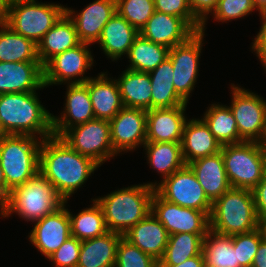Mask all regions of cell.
<instances>
[{"label":"cell","mask_w":266,"mask_h":267,"mask_svg":"<svg viewBox=\"0 0 266 267\" xmlns=\"http://www.w3.org/2000/svg\"><path fill=\"white\" fill-rule=\"evenodd\" d=\"M99 167L90 157L79 154L61 137L42 140L39 172L55 187L59 196L68 201Z\"/></svg>","instance_id":"cell-1"},{"label":"cell","mask_w":266,"mask_h":267,"mask_svg":"<svg viewBox=\"0 0 266 267\" xmlns=\"http://www.w3.org/2000/svg\"><path fill=\"white\" fill-rule=\"evenodd\" d=\"M38 92L0 94V121L6 135L53 136L52 113L41 104Z\"/></svg>","instance_id":"cell-2"},{"label":"cell","mask_w":266,"mask_h":267,"mask_svg":"<svg viewBox=\"0 0 266 267\" xmlns=\"http://www.w3.org/2000/svg\"><path fill=\"white\" fill-rule=\"evenodd\" d=\"M155 188L148 183L123 187L94 200L101 207L108 231L124 235L151 212Z\"/></svg>","instance_id":"cell-3"},{"label":"cell","mask_w":266,"mask_h":267,"mask_svg":"<svg viewBox=\"0 0 266 267\" xmlns=\"http://www.w3.org/2000/svg\"><path fill=\"white\" fill-rule=\"evenodd\" d=\"M64 204L55 187L38 172L23 185L9 193L7 202L0 211L2 218L13 213L27 222H35L53 213Z\"/></svg>","instance_id":"cell-4"},{"label":"cell","mask_w":266,"mask_h":267,"mask_svg":"<svg viewBox=\"0 0 266 267\" xmlns=\"http://www.w3.org/2000/svg\"><path fill=\"white\" fill-rule=\"evenodd\" d=\"M210 230L222 235L248 233L259 228L252 190L230 188L212 203Z\"/></svg>","instance_id":"cell-5"},{"label":"cell","mask_w":266,"mask_h":267,"mask_svg":"<svg viewBox=\"0 0 266 267\" xmlns=\"http://www.w3.org/2000/svg\"><path fill=\"white\" fill-rule=\"evenodd\" d=\"M42 139L30 135H4L0 139V164L11 191L39 172Z\"/></svg>","instance_id":"cell-6"},{"label":"cell","mask_w":266,"mask_h":267,"mask_svg":"<svg viewBox=\"0 0 266 267\" xmlns=\"http://www.w3.org/2000/svg\"><path fill=\"white\" fill-rule=\"evenodd\" d=\"M231 188L252 190L266 174V153L258 142H241L221 148Z\"/></svg>","instance_id":"cell-7"},{"label":"cell","mask_w":266,"mask_h":267,"mask_svg":"<svg viewBox=\"0 0 266 267\" xmlns=\"http://www.w3.org/2000/svg\"><path fill=\"white\" fill-rule=\"evenodd\" d=\"M65 13V6L38 0H11L6 25L38 44Z\"/></svg>","instance_id":"cell-8"},{"label":"cell","mask_w":266,"mask_h":267,"mask_svg":"<svg viewBox=\"0 0 266 267\" xmlns=\"http://www.w3.org/2000/svg\"><path fill=\"white\" fill-rule=\"evenodd\" d=\"M61 139L79 154L90 157L100 166L117 157L113 150L110 123L94 118L68 129Z\"/></svg>","instance_id":"cell-9"},{"label":"cell","mask_w":266,"mask_h":267,"mask_svg":"<svg viewBox=\"0 0 266 267\" xmlns=\"http://www.w3.org/2000/svg\"><path fill=\"white\" fill-rule=\"evenodd\" d=\"M148 182L166 201L185 208L205 212L209 217L212 202L205 195L196 175L188 165H185L161 182Z\"/></svg>","instance_id":"cell-10"},{"label":"cell","mask_w":266,"mask_h":267,"mask_svg":"<svg viewBox=\"0 0 266 267\" xmlns=\"http://www.w3.org/2000/svg\"><path fill=\"white\" fill-rule=\"evenodd\" d=\"M232 99L229 107L237 123L240 138L259 142L266 124V100L238 84H230Z\"/></svg>","instance_id":"cell-11"},{"label":"cell","mask_w":266,"mask_h":267,"mask_svg":"<svg viewBox=\"0 0 266 267\" xmlns=\"http://www.w3.org/2000/svg\"><path fill=\"white\" fill-rule=\"evenodd\" d=\"M202 31L195 32L184 43L178 44L169 50V58L173 66V84L176 93L189 103L191 93L197 84L199 65L204 45Z\"/></svg>","instance_id":"cell-12"},{"label":"cell","mask_w":266,"mask_h":267,"mask_svg":"<svg viewBox=\"0 0 266 267\" xmlns=\"http://www.w3.org/2000/svg\"><path fill=\"white\" fill-rule=\"evenodd\" d=\"M88 46L81 43L51 58L43 66L44 86L85 83L90 79L89 75H85L87 70L91 71L95 60Z\"/></svg>","instance_id":"cell-13"},{"label":"cell","mask_w":266,"mask_h":267,"mask_svg":"<svg viewBox=\"0 0 266 267\" xmlns=\"http://www.w3.org/2000/svg\"><path fill=\"white\" fill-rule=\"evenodd\" d=\"M151 212L169 235L187 232L204 238L210 230V219L205 212L168 202L156 191L151 200Z\"/></svg>","instance_id":"cell-14"},{"label":"cell","mask_w":266,"mask_h":267,"mask_svg":"<svg viewBox=\"0 0 266 267\" xmlns=\"http://www.w3.org/2000/svg\"><path fill=\"white\" fill-rule=\"evenodd\" d=\"M109 123L113 150L117 154L133 152L146 143L147 110L123 107Z\"/></svg>","instance_id":"cell-15"},{"label":"cell","mask_w":266,"mask_h":267,"mask_svg":"<svg viewBox=\"0 0 266 267\" xmlns=\"http://www.w3.org/2000/svg\"><path fill=\"white\" fill-rule=\"evenodd\" d=\"M67 204L68 201H64V204L56 211L33 222V228L27 236L32 246L45 258L52 255L71 237V222Z\"/></svg>","instance_id":"cell-16"},{"label":"cell","mask_w":266,"mask_h":267,"mask_svg":"<svg viewBox=\"0 0 266 267\" xmlns=\"http://www.w3.org/2000/svg\"><path fill=\"white\" fill-rule=\"evenodd\" d=\"M65 106L61 115L52 113L53 136L61 137L68 129L95 118L85 83L66 84Z\"/></svg>","instance_id":"cell-17"},{"label":"cell","mask_w":266,"mask_h":267,"mask_svg":"<svg viewBox=\"0 0 266 267\" xmlns=\"http://www.w3.org/2000/svg\"><path fill=\"white\" fill-rule=\"evenodd\" d=\"M65 13L73 21L81 43L93 45L116 13V0H94L79 12L66 5Z\"/></svg>","instance_id":"cell-18"},{"label":"cell","mask_w":266,"mask_h":267,"mask_svg":"<svg viewBox=\"0 0 266 267\" xmlns=\"http://www.w3.org/2000/svg\"><path fill=\"white\" fill-rule=\"evenodd\" d=\"M44 88L40 61L0 62V94L33 92Z\"/></svg>","instance_id":"cell-19"},{"label":"cell","mask_w":266,"mask_h":267,"mask_svg":"<svg viewBox=\"0 0 266 267\" xmlns=\"http://www.w3.org/2000/svg\"><path fill=\"white\" fill-rule=\"evenodd\" d=\"M187 105L147 110L146 142L182 141Z\"/></svg>","instance_id":"cell-20"},{"label":"cell","mask_w":266,"mask_h":267,"mask_svg":"<svg viewBox=\"0 0 266 267\" xmlns=\"http://www.w3.org/2000/svg\"><path fill=\"white\" fill-rule=\"evenodd\" d=\"M195 31L180 17L155 11L139 34L169 49L184 43Z\"/></svg>","instance_id":"cell-21"},{"label":"cell","mask_w":266,"mask_h":267,"mask_svg":"<svg viewBox=\"0 0 266 267\" xmlns=\"http://www.w3.org/2000/svg\"><path fill=\"white\" fill-rule=\"evenodd\" d=\"M87 88L95 118L110 121L124 107L116 78L107 71L88 79Z\"/></svg>","instance_id":"cell-22"},{"label":"cell","mask_w":266,"mask_h":267,"mask_svg":"<svg viewBox=\"0 0 266 267\" xmlns=\"http://www.w3.org/2000/svg\"><path fill=\"white\" fill-rule=\"evenodd\" d=\"M123 237L159 262L165 253L169 234L163 224L150 212Z\"/></svg>","instance_id":"cell-23"},{"label":"cell","mask_w":266,"mask_h":267,"mask_svg":"<svg viewBox=\"0 0 266 267\" xmlns=\"http://www.w3.org/2000/svg\"><path fill=\"white\" fill-rule=\"evenodd\" d=\"M222 145L200 118L187 119L182 134L181 149L185 164L221 152Z\"/></svg>","instance_id":"cell-24"},{"label":"cell","mask_w":266,"mask_h":267,"mask_svg":"<svg viewBox=\"0 0 266 267\" xmlns=\"http://www.w3.org/2000/svg\"><path fill=\"white\" fill-rule=\"evenodd\" d=\"M187 165L196 175L205 195L212 203L231 188L221 152L198 158Z\"/></svg>","instance_id":"cell-25"},{"label":"cell","mask_w":266,"mask_h":267,"mask_svg":"<svg viewBox=\"0 0 266 267\" xmlns=\"http://www.w3.org/2000/svg\"><path fill=\"white\" fill-rule=\"evenodd\" d=\"M139 32L117 11L102 29L98 45L103 54L115 62L128 55Z\"/></svg>","instance_id":"cell-26"},{"label":"cell","mask_w":266,"mask_h":267,"mask_svg":"<svg viewBox=\"0 0 266 267\" xmlns=\"http://www.w3.org/2000/svg\"><path fill=\"white\" fill-rule=\"evenodd\" d=\"M73 21L64 13L37 44V55L42 66L54 56L80 45Z\"/></svg>","instance_id":"cell-27"},{"label":"cell","mask_w":266,"mask_h":267,"mask_svg":"<svg viewBox=\"0 0 266 267\" xmlns=\"http://www.w3.org/2000/svg\"><path fill=\"white\" fill-rule=\"evenodd\" d=\"M122 235L108 231L81 243L77 267H115L117 247Z\"/></svg>","instance_id":"cell-28"},{"label":"cell","mask_w":266,"mask_h":267,"mask_svg":"<svg viewBox=\"0 0 266 267\" xmlns=\"http://www.w3.org/2000/svg\"><path fill=\"white\" fill-rule=\"evenodd\" d=\"M119 76L116 81L124 107L150 110L152 87L149 74L125 69Z\"/></svg>","instance_id":"cell-29"},{"label":"cell","mask_w":266,"mask_h":267,"mask_svg":"<svg viewBox=\"0 0 266 267\" xmlns=\"http://www.w3.org/2000/svg\"><path fill=\"white\" fill-rule=\"evenodd\" d=\"M149 167L160 174L163 181L186 164L182 156L181 143L146 142L143 146Z\"/></svg>","instance_id":"cell-30"},{"label":"cell","mask_w":266,"mask_h":267,"mask_svg":"<svg viewBox=\"0 0 266 267\" xmlns=\"http://www.w3.org/2000/svg\"><path fill=\"white\" fill-rule=\"evenodd\" d=\"M148 74L152 87L151 109L187 105L174 89L173 66L169 57Z\"/></svg>","instance_id":"cell-31"},{"label":"cell","mask_w":266,"mask_h":267,"mask_svg":"<svg viewBox=\"0 0 266 267\" xmlns=\"http://www.w3.org/2000/svg\"><path fill=\"white\" fill-rule=\"evenodd\" d=\"M209 105L201 119L217 141L222 146L244 142L239 136L237 123L230 107L219 102Z\"/></svg>","instance_id":"cell-32"},{"label":"cell","mask_w":266,"mask_h":267,"mask_svg":"<svg viewBox=\"0 0 266 267\" xmlns=\"http://www.w3.org/2000/svg\"><path fill=\"white\" fill-rule=\"evenodd\" d=\"M169 50L168 47L151 42L139 34L126 56L130 63L127 69L148 73L168 58Z\"/></svg>","instance_id":"cell-33"},{"label":"cell","mask_w":266,"mask_h":267,"mask_svg":"<svg viewBox=\"0 0 266 267\" xmlns=\"http://www.w3.org/2000/svg\"><path fill=\"white\" fill-rule=\"evenodd\" d=\"M39 61L37 44L0 24V62Z\"/></svg>","instance_id":"cell-34"},{"label":"cell","mask_w":266,"mask_h":267,"mask_svg":"<svg viewBox=\"0 0 266 267\" xmlns=\"http://www.w3.org/2000/svg\"><path fill=\"white\" fill-rule=\"evenodd\" d=\"M202 253L205 266L240 267L237 246L233 245L232 236L209 230L203 238Z\"/></svg>","instance_id":"cell-35"},{"label":"cell","mask_w":266,"mask_h":267,"mask_svg":"<svg viewBox=\"0 0 266 267\" xmlns=\"http://www.w3.org/2000/svg\"><path fill=\"white\" fill-rule=\"evenodd\" d=\"M92 205L81 209L78 214H68L71 222V236L80 241L92 239L108 232L103 212L98 203L91 198Z\"/></svg>","instance_id":"cell-36"},{"label":"cell","mask_w":266,"mask_h":267,"mask_svg":"<svg viewBox=\"0 0 266 267\" xmlns=\"http://www.w3.org/2000/svg\"><path fill=\"white\" fill-rule=\"evenodd\" d=\"M203 238L199 234L176 233L169 235L168 243L159 265H179L202 252Z\"/></svg>","instance_id":"cell-37"},{"label":"cell","mask_w":266,"mask_h":267,"mask_svg":"<svg viewBox=\"0 0 266 267\" xmlns=\"http://www.w3.org/2000/svg\"><path fill=\"white\" fill-rule=\"evenodd\" d=\"M116 11L140 32L155 13L154 0H116Z\"/></svg>","instance_id":"cell-38"},{"label":"cell","mask_w":266,"mask_h":267,"mask_svg":"<svg viewBox=\"0 0 266 267\" xmlns=\"http://www.w3.org/2000/svg\"><path fill=\"white\" fill-rule=\"evenodd\" d=\"M115 267H159V262L122 236L117 247Z\"/></svg>","instance_id":"cell-39"},{"label":"cell","mask_w":266,"mask_h":267,"mask_svg":"<svg viewBox=\"0 0 266 267\" xmlns=\"http://www.w3.org/2000/svg\"><path fill=\"white\" fill-rule=\"evenodd\" d=\"M263 239L260 228L248 233L232 235L233 245L237 246V262L240 267H251L253 259Z\"/></svg>","instance_id":"cell-40"},{"label":"cell","mask_w":266,"mask_h":267,"mask_svg":"<svg viewBox=\"0 0 266 267\" xmlns=\"http://www.w3.org/2000/svg\"><path fill=\"white\" fill-rule=\"evenodd\" d=\"M254 11L257 10L252 0H219L210 16L218 23H227L232 20L244 19Z\"/></svg>","instance_id":"cell-41"},{"label":"cell","mask_w":266,"mask_h":267,"mask_svg":"<svg viewBox=\"0 0 266 267\" xmlns=\"http://www.w3.org/2000/svg\"><path fill=\"white\" fill-rule=\"evenodd\" d=\"M155 11L182 18L195 32L202 23L193 15L188 0H154Z\"/></svg>","instance_id":"cell-42"},{"label":"cell","mask_w":266,"mask_h":267,"mask_svg":"<svg viewBox=\"0 0 266 267\" xmlns=\"http://www.w3.org/2000/svg\"><path fill=\"white\" fill-rule=\"evenodd\" d=\"M81 243L82 241L71 236L47 260L55 267H77Z\"/></svg>","instance_id":"cell-43"},{"label":"cell","mask_w":266,"mask_h":267,"mask_svg":"<svg viewBox=\"0 0 266 267\" xmlns=\"http://www.w3.org/2000/svg\"><path fill=\"white\" fill-rule=\"evenodd\" d=\"M219 0H188L193 15L202 23L200 31H206V22L215 10ZM209 17V18H208Z\"/></svg>","instance_id":"cell-44"},{"label":"cell","mask_w":266,"mask_h":267,"mask_svg":"<svg viewBox=\"0 0 266 267\" xmlns=\"http://www.w3.org/2000/svg\"><path fill=\"white\" fill-rule=\"evenodd\" d=\"M259 15L262 25L252 40L251 51L256 54L258 60L263 64L266 61V12Z\"/></svg>","instance_id":"cell-45"},{"label":"cell","mask_w":266,"mask_h":267,"mask_svg":"<svg viewBox=\"0 0 266 267\" xmlns=\"http://www.w3.org/2000/svg\"><path fill=\"white\" fill-rule=\"evenodd\" d=\"M254 203L259 221L266 217V174L253 189Z\"/></svg>","instance_id":"cell-46"},{"label":"cell","mask_w":266,"mask_h":267,"mask_svg":"<svg viewBox=\"0 0 266 267\" xmlns=\"http://www.w3.org/2000/svg\"><path fill=\"white\" fill-rule=\"evenodd\" d=\"M251 267H266V239L263 238L253 259Z\"/></svg>","instance_id":"cell-47"},{"label":"cell","mask_w":266,"mask_h":267,"mask_svg":"<svg viewBox=\"0 0 266 267\" xmlns=\"http://www.w3.org/2000/svg\"><path fill=\"white\" fill-rule=\"evenodd\" d=\"M159 267H205L204 255L201 252L199 255L187 259L179 265H159Z\"/></svg>","instance_id":"cell-48"},{"label":"cell","mask_w":266,"mask_h":267,"mask_svg":"<svg viewBox=\"0 0 266 267\" xmlns=\"http://www.w3.org/2000/svg\"><path fill=\"white\" fill-rule=\"evenodd\" d=\"M10 190L6 186V179L0 164V211L5 206Z\"/></svg>","instance_id":"cell-49"},{"label":"cell","mask_w":266,"mask_h":267,"mask_svg":"<svg viewBox=\"0 0 266 267\" xmlns=\"http://www.w3.org/2000/svg\"><path fill=\"white\" fill-rule=\"evenodd\" d=\"M11 0H0V24H5L10 9Z\"/></svg>","instance_id":"cell-50"},{"label":"cell","mask_w":266,"mask_h":267,"mask_svg":"<svg viewBox=\"0 0 266 267\" xmlns=\"http://www.w3.org/2000/svg\"><path fill=\"white\" fill-rule=\"evenodd\" d=\"M253 5L259 14L266 12V0H252Z\"/></svg>","instance_id":"cell-51"},{"label":"cell","mask_w":266,"mask_h":267,"mask_svg":"<svg viewBox=\"0 0 266 267\" xmlns=\"http://www.w3.org/2000/svg\"><path fill=\"white\" fill-rule=\"evenodd\" d=\"M258 143H259L261 149L266 153V124L264 127V132H263L262 138Z\"/></svg>","instance_id":"cell-52"},{"label":"cell","mask_w":266,"mask_h":267,"mask_svg":"<svg viewBox=\"0 0 266 267\" xmlns=\"http://www.w3.org/2000/svg\"><path fill=\"white\" fill-rule=\"evenodd\" d=\"M259 228L262 231V235L263 238L266 239V217H263L260 221H259Z\"/></svg>","instance_id":"cell-53"},{"label":"cell","mask_w":266,"mask_h":267,"mask_svg":"<svg viewBox=\"0 0 266 267\" xmlns=\"http://www.w3.org/2000/svg\"><path fill=\"white\" fill-rule=\"evenodd\" d=\"M4 135H6V134H5L4 131H3L2 124H1V121H0V139H1Z\"/></svg>","instance_id":"cell-54"},{"label":"cell","mask_w":266,"mask_h":267,"mask_svg":"<svg viewBox=\"0 0 266 267\" xmlns=\"http://www.w3.org/2000/svg\"><path fill=\"white\" fill-rule=\"evenodd\" d=\"M262 67H264L263 69H264L265 72H266V61L262 64Z\"/></svg>","instance_id":"cell-55"}]
</instances>
